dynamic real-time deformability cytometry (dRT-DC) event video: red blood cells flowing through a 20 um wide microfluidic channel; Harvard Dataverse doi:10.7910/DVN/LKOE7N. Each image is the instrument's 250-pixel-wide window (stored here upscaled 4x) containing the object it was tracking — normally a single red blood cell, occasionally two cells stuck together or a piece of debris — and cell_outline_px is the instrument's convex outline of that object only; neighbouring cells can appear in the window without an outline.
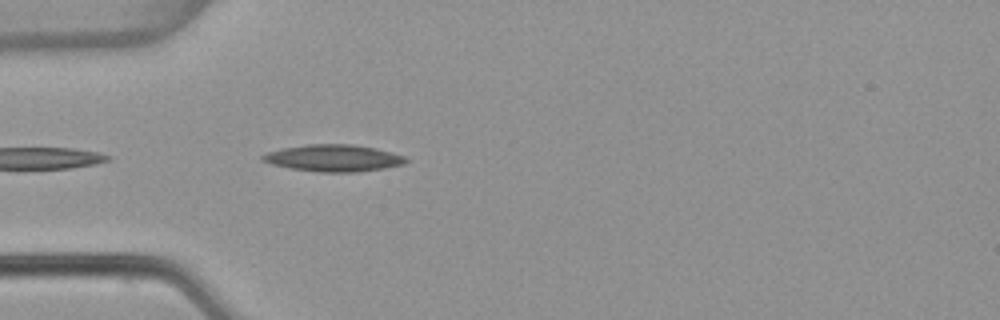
{"species": "common noctule bat (a hibernating species)", "species_latin": "Nyctalus noctula", "temperature_condition": "warm", "stored_images_in_passage": 1, "camera_frame_rate_fps": 3000, "um_per_image_px": 0.085, "animal": {"sex": "female", "body_mass_g": 22.7, "forearm_length_mm": 54.2}, "frame": {"image": 1, "passage_image": 1, "time_ms": 0.0, "image_size_px": [1000, 320], "cell_outline_px": [[408, 160], [404, 164], [384, 168], [356, 172], [320, 172], [292, 168], [272, 164], [260, 160], [260, 156], [268, 152], [280, 148], [308, 144], [352, 144], [376, 148], [392, 152], [404, 156]], "centroid_in_image_um": [28.34, 13.43], "position_along_channel_um": 56.7, "area_um2": 22.43}}